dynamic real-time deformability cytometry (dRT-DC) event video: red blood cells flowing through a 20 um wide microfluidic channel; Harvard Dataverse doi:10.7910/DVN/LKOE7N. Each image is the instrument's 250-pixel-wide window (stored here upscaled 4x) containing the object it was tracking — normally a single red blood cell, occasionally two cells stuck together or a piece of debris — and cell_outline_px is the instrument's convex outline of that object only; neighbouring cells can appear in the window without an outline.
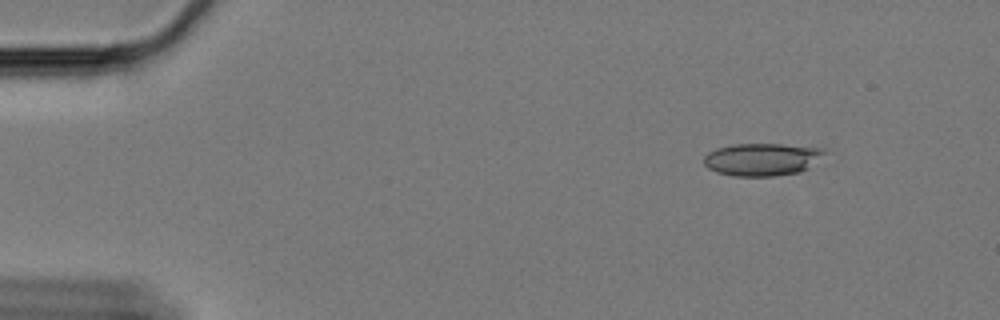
{"species": "Egyptian fruit bat (a non-hibernating species)", "species_latin": "Rousettus aegyptiacus", "temperature_condition": "cold", "stored_images_in_passage": 30, "camera_frame_rate_fps": 3000, "um_per_image_px": 0.085, "animal": {"sex": "female"}, "frame": {"image": 1, "passage_image": 1, "time_ms": 0.0, "image_size_px": [1000, 320], "cell_outline_px": [[828, 152], [808, 168], [800, 172], [772, 176], [732, 176], [716, 172], [708, 168], [704, 164], [704, 156], [708, 152], [716, 148], [736, 144], [780, 144], [824, 148]], "centroid_in_image_um": [64.78, 13.54], "position_along_channel_um": 20.2, "area_um2": 23.0}}
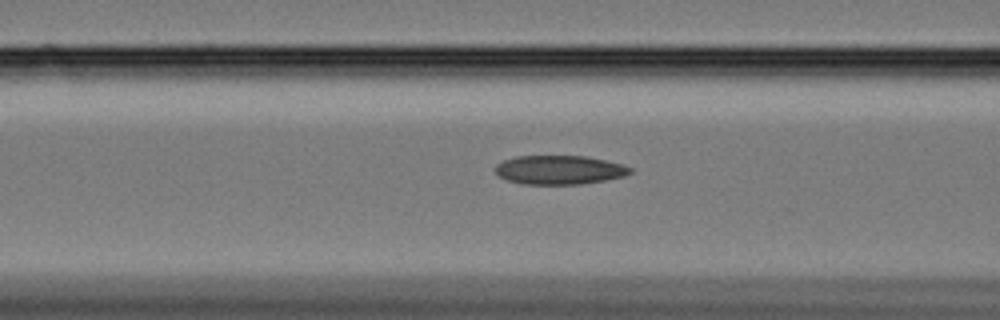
{"frame": {"image": 2, "passage_image": 18, "time_ms": 5.667, "image_size_px": [1000, 320], "cell_outline_px": [[632, 172], [624, 176], [604, 180], [580, 184], [524, 184], [508, 180], [500, 176], [496, 172], [496, 164], [504, 160], [516, 156], [584, 156], [624, 164], [632, 168]], "centroid_in_image_um": [47.56, 14.43], "position_along_channel_um": 119.0, "area_um2": 22.6}}
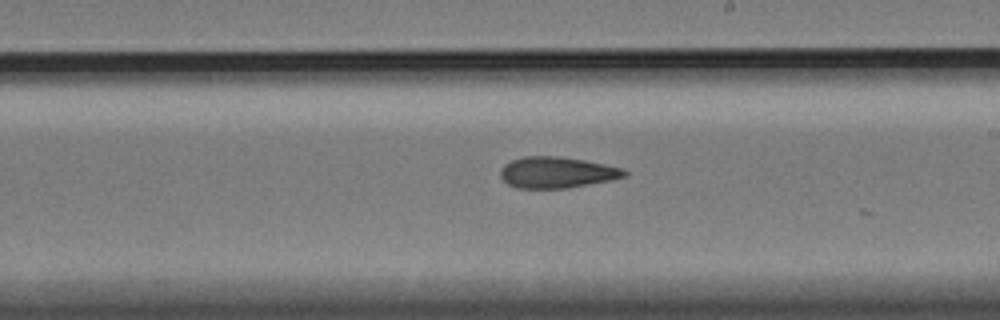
{"frame": {"image": 3, "passage_image": 29, "time_ms": 9.333, "image_size_px": [1000, 320], "cell_outline_px": [[628, 176], [612, 180], [568, 188], [520, 188], [508, 184], [500, 176], [500, 168], [504, 164], [512, 160], [524, 156], [556, 156], [584, 160], [624, 168], [628, 172]], "centroid_in_image_um": [47.36, 14.65], "position_along_channel_um": 241.6, "area_um2": 22.6}}